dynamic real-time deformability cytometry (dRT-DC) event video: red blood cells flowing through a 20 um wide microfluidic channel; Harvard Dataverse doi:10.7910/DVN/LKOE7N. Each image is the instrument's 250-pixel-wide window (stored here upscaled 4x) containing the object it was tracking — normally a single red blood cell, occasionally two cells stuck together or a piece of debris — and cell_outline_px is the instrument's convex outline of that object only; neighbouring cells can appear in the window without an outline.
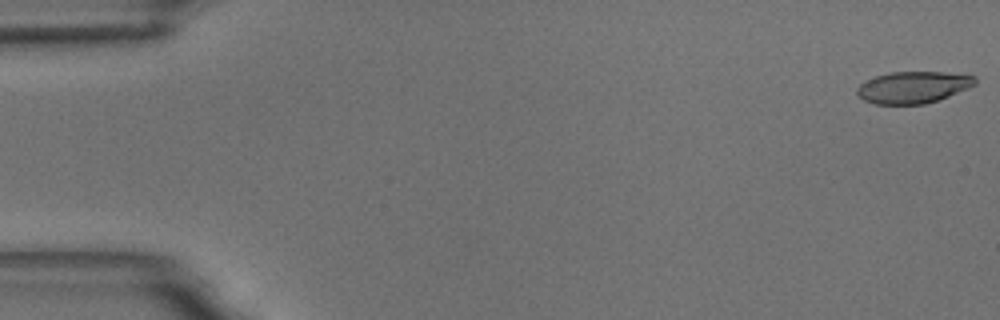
{"species": "common noctule bat (a hibernating species)", "species_latin": "Nyctalus noctula", "temperature_condition": "room temperature", "stored_images_in_passage": 58, "camera_frame_rate_fps": 3000, "um_per_image_px": 0.085, "animal": {"sex": "male", "body_mass_g": 18.8}, "frame": {"image": 1, "passage_image": 1, "time_ms": 0.0, "image_size_px": [1000, 320], "cell_outline_px": [[976, 84], [968, 88], [948, 96], [924, 104], [876, 104], [864, 100], [856, 92], [856, 88], [860, 84], [876, 76], [888, 72], [944, 72], [976, 76]], "centroid_in_image_um": [77.61, 7.41], "position_along_channel_um": 7.4, "area_um2": 21.68}}
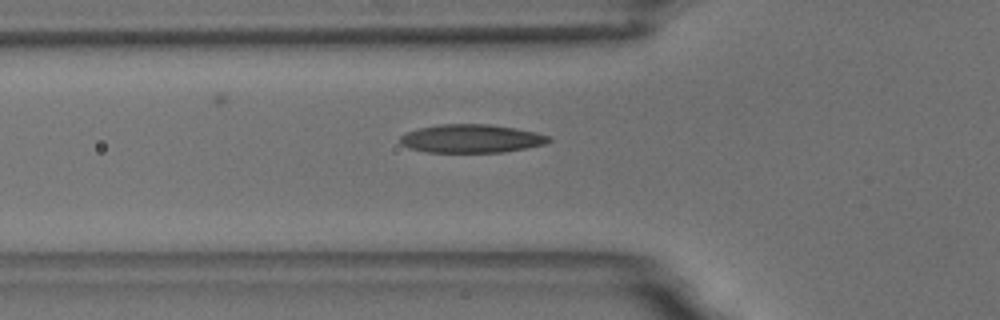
{"frame": {"image": 2, "passage_image": 20, "time_ms": 6.333, "image_size_px": [1000, 320], "cell_outline_px": [[552, 140], [544, 144], [504, 152], [428, 152], [408, 148], [400, 144], [400, 136], [408, 132], [420, 128], [440, 124], [488, 124], [516, 128], [536, 132], [548, 136]], "centroid_in_image_um": [40.05, 11.78], "position_along_channel_um": 85.7, "area_um2": 24.45}}
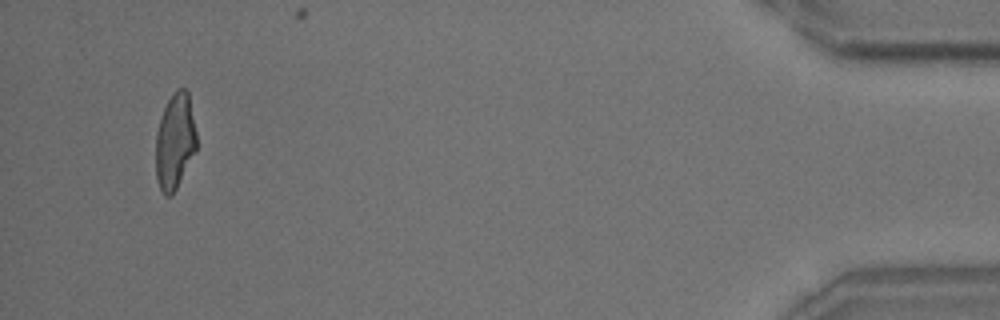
{"frame": {"image": 3, "passage_image": 55, "time_ms": 18.0, "image_size_px": [1000, 320], "cell_outline_px": [[196, 152], [172, 196], [164, 196], [156, 180], [156, 132], [164, 108], [172, 92], [176, 88], [184, 88], [188, 92], [196, 132]], "centroid_in_image_um": [14.87, 12.03], "position_along_channel_um": 420.3, "area_um2": 22.89}, "authors_computed_cell_mechanics": {"area_um2": 23.4668, "velocity_mm_per_s": 3.5161, "shape_relaxation_time_tau1_ms": 9.0189, "shape_relaxation_time_tau2_ms": 1.8173, "deformation_change_tau1": 0.2536, "deformation_change_tau2": 0.1002}}